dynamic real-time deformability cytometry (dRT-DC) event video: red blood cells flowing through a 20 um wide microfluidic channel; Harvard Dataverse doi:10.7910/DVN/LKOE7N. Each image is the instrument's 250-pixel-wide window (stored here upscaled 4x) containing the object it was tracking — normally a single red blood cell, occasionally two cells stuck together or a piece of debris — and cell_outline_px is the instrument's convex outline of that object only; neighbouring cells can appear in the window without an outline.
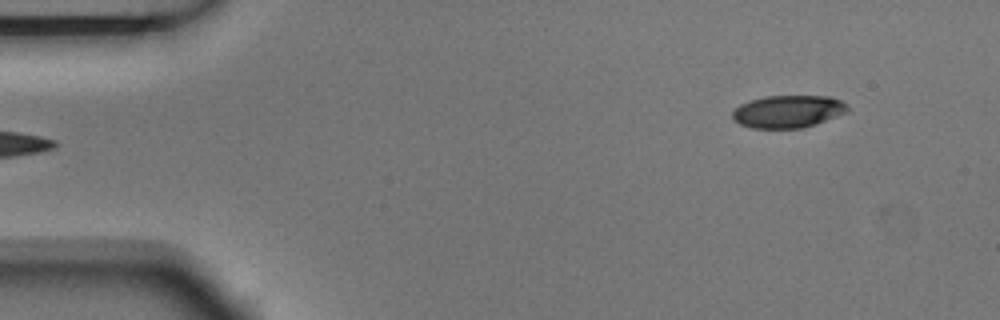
{"species": "Egyptian fruit bat (a non-hibernating species)", "species_latin": "Rousettus aegyptiacus", "temperature_condition": "room temperature", "stored_images_in_passage": 5, "segment_of_instrument_passage": [2, 2], "camera_frame_rate_fps": 3000, "um_per_image_px": 0.085, "animal": {"sex": "male"}, "frame": {"image": 1, "passage_image": 5, "time_ms": 1.333, "image_size_px": [1000, 320], "cell_outline_px": [[848, 112], [816, 124], [800, 128], [752, 128], [740, 124], [732, 120], [732, 112], [740, 104], [748, 100], [764, 96], [832, 96], [848, 104]], "centroid_in_image_um": [66.98, 9.47], "position_along_channel_um": 18.0, "area_um2": 22.02}}